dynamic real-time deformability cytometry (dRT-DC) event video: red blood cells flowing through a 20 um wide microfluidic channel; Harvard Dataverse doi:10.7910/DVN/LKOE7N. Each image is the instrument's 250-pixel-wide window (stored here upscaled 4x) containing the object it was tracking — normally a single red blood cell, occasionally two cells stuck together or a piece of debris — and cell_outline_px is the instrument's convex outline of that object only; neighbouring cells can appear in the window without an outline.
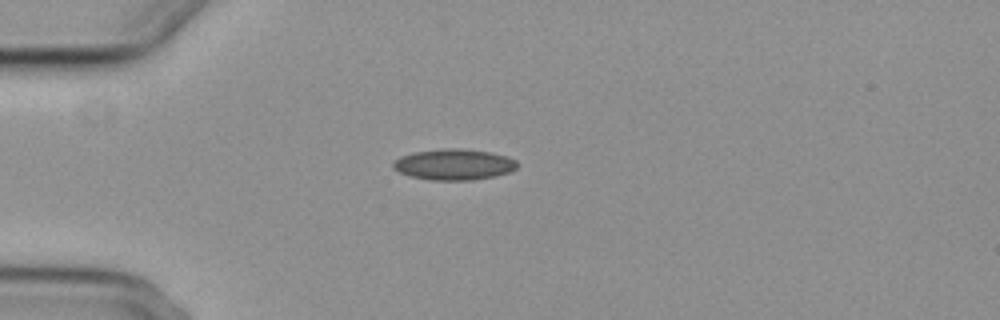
{"species": "common noctule bat (a hibernating species)", "species_latin": "Nyctalus noctula", "temperature_condition": "cold", "stored_images_in_passage": 42, "camera_frame_rate_fps": 3000, "um_per_image_px": 0.085, "animal": {"sex": "female", "body_mass_g": 29.2, "forearm_length_mm": 56.3}, "frame": {"image": 1, "passage_image": 1, "time_ms": 0.0, "image_size_px": [1000, 320], "cell_outline_px": [[516, 168], [512, 172], [496, 176], [472, 180], [432, 180], [412, 176], [400, 172], [392, 168], [392, 160], [400, 156], [412, 152], [444, 148], [460, 148], [488, 152], [508, 156], [516, 160]], "centroid_in_image_um": [38.57, 13.97], "position_along_channel_um": 46.4, "area_um2": 22.54}}
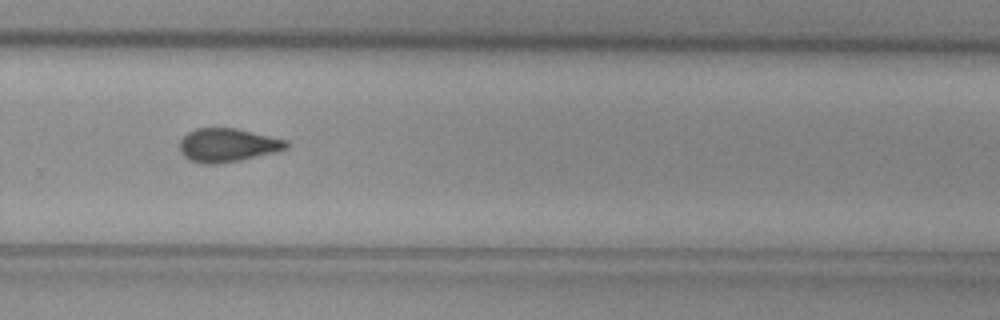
{"frame": {"image": 2, "passage_image": 24, "time_ms": 7.667, "image_size_px": [1000, 320], "cell_outline_px": [[288, 148], [276, 152], [240, 160], [220, 164], [200, 164], [188, 160], [180, 152], [180, 140], [188, 132], [196, 128], [236, 128], [288, 140]], "centroid_in_image_um": [19.33, 12.35], "position_along_channel_um": 310.5, "area_um2": 21.04}}
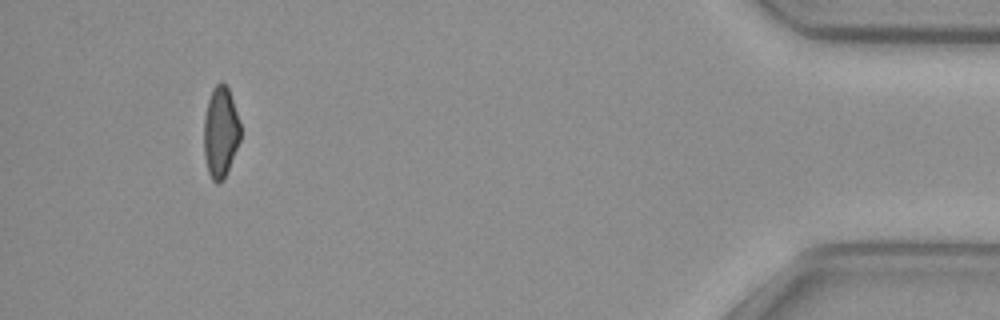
{"frame": {"image": 3, "passage_image": 38, "time_ms": 12.333, "image_size_px": [1000, 320], "cell_outline_px": [[240, 140], [224, 180], [220, 184], [216, 184], [212, 180], [208, 172], [204, 156], [204, 116], [208, 100], [212, 88], [220, 80], [228, 88], [240, 124]], "centroid_in_image_um": [18.73, 11.27], "position_along_channel_um": 416.5, "area_um2": 19.42}, "authors_computed_cell_mechanics": {"area_um2": 20.6346, "velocity_mm_per_s": 3.7293, "shape_relaxation_time_tau1_ms": 9.5769, "shape_relaxation_time_tau2_ms": 5.098, "deformation_change_tau1": 0.1671, "deformation_change_tau2": 0.0951}}